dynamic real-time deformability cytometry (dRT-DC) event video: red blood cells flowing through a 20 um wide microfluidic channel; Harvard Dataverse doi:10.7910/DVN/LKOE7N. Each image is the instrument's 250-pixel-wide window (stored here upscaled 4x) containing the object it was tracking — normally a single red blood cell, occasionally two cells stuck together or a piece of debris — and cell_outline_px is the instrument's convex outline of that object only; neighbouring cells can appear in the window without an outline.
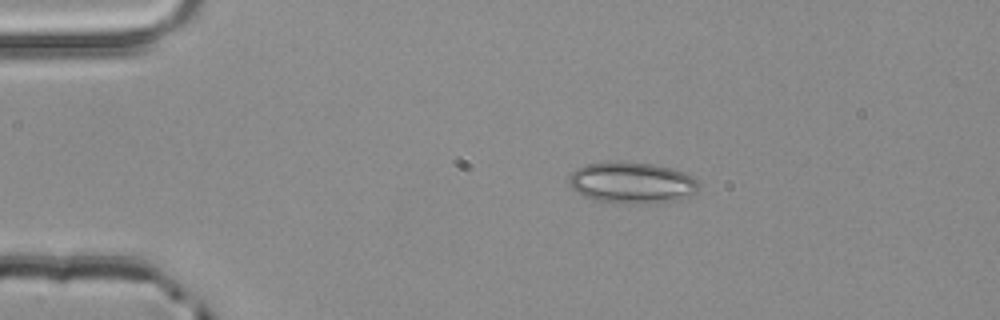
{"species": "common noctule bat (a hibernating species)", "species_latin": "Nyctalus noctula", "temperature_condition": "room temperature", "stored_images_in_passage": 2, "camera_frame_rate_fps": 3000, "um_per_image_px": 0.085, "animal": {"sex": "male", "body_mass_g": 20.4}, "frame": {"image": 1, "passage_image": 1, "time_ms": 0.0, "image_size_px": [1000, 320], "cell_outline_px": [[700, 188], [696, 192], [688, 196], [656, 204], [608, 204], [584, 196], [576, 192], [572, 188], [568, 180], [568, 176], [576, 168], [588, 164], [608, 160], [620, 160], [656, 164], [672, 168], [696, 176], [700, 184]], "centroid_in_image_um": [53.72, 15.52], "position_along_channel_um": 31.3, "area_um2": 32.43}}